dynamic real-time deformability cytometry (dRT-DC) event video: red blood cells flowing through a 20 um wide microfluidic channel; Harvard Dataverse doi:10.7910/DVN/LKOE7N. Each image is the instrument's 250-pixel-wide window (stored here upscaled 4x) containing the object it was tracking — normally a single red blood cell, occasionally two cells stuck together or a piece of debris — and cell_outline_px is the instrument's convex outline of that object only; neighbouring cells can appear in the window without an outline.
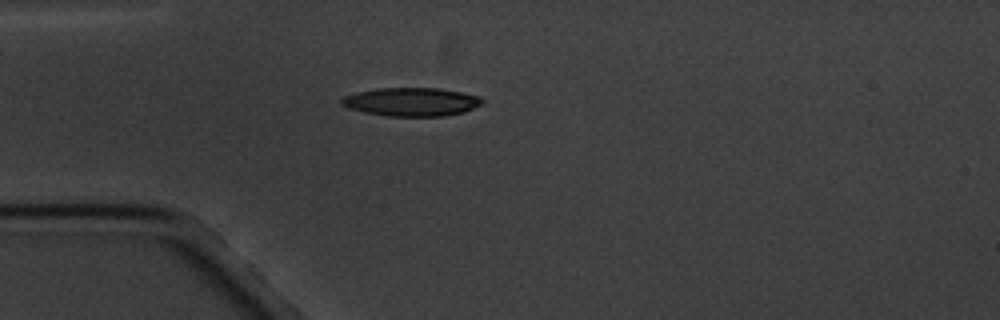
{"species": "common noctule bat (a hibernating species)", "species_latin": "Nyctalus noctula", "temperature_condition": "cold", "stored_images_in_passage": 5, "camera_frame_rate_fps": 3000, "um_per_image_px": 0.085, "animal": {"sex": "male", "body_mass_g": 20.1, "forearm_length_mm": 53.5}, "frame": {"image": 1, "passage_image": 4, "time_ms": 3.667, "image_size_px": [1000, 320], "cell_outline_px": [[484, 100], [480, 104], [464, 112], [444, 116], [388, 116], [364, 112], [348, 108], [340, 104], [340, 100], [344, 96], [356, 92], [376, 88], [440, 88], [480, 96]], "centroid_in_image_um": [34.94, 8.65], "position_along_channel_um": 50.1, "area_um2": 23.35}}